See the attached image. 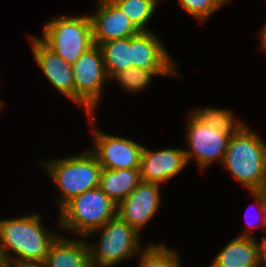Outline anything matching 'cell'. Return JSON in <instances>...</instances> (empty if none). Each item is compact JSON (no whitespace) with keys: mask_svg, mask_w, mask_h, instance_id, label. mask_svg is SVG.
Returning a JSON list of instances; mask_svg holds the SVG:
<instances>
[{"mask_svg":"<svg viewBox=\"0 0 266 267\" xmlns=\"http://www.w3.org/2000/svg\"><path fill=\"white\" fill-rule=\"evenodd\" d=\"M145 249L140 254L139 267H180L181 265L175 250L165 245L154 244Z\"/></svg>","mask_w":266,"mask_h":267,"instance_id":"7402d4cb","label":"cell"},{"mask_svg":"<svg viewBox=\"0 0 266 267\" xmlns=\"http://www.w3.org/2000/svg\"><path fill=\"white\" fill-rule=\"evenodd\" d=\"M176 75L175 69H144L131 67L118 72L113 78L117 79L123 89L129 92H138L149 85L152 76L155 75Z\"/></svg>","mask_w":266,"mask_h":267,"instance_id":"d6986e66","label":"cell"},{"mask_svg":"<svg viewBox=\"0 0 266 267\" xmlns=\"http://www.w3.org/2000/svg\"><path fill=\"white\" fill-rule=\"evenodd\" d=\"M258 245L260 265L266 267V237H264L262 243H258Z\"/></svg>","mask_w":266,"mask_h":267,"instance_id":"484cf974","label":"cell"},{"mask_svg":"<svg viewBox=\"0 0 266 267\" xmlns=\"http://www.w3.org/2000/svg\"><path fill=\"white\" fill-rule=\"evenodd\" d=\"M98 46L102 51L108 79L132 67V37L102 42Z\"/></svg>","mask_w":266,"mask_h":267,"instance_id":"ac0fdd59","label":"cell"},{"mask_svg":"<svg viewBox=\"0 0 266 267\" xmlns=\"http://www.w3.org/2000/svg\"><path fill=\"white\" fill-rule=\"evenodd\" d=\"M142 182L139 169H102L99 188L116 205L124 200Z\"/></svg>","mask_w":266,"mask_h":267,"instance_id":"e0dca14e","label":"cell"},{"mask_svg":"<svg viewBox=\"0 0 266 267\" xmlns=\"http://www.w3.org/2000/svg\"><path fill=\"white\" fill-rule=\"evenodd\" d=\"M139 31L147 30V21L156 9L157 0H112ZM146 27V28H145Z\"/></svg>","mask_w":266,"mask_h":267,"instance_id":"ffe728a7","label":"cell"},{"mask_svg":"<svg viewBox=\"0 0 266 267\" xmlns=\"http://www.w3.org/2000/svg\"><path fill=\"white\" fill-rule=\"evenodd\" d=\"M95 148L90 151L96 156L102 169H139L143 146L130 139L93 132Z\"/></svg>","mask_w":266,"mask_h":267,"instance_id":"9c48e42d","label":"cell"},{"mask_svg":"<svg viewBox=\"0 0 266 267\" xmlns=\"http://www.w3.org/2000/svg\"><path fill=\"white\" fill-rule=\"evenodd\" d=\"M40 216L0 220V257L3 263L44 262L52 242L58 236L43 228ZM11 250L16 254L10 255Z\"/></svg>","mask_w":266,"mask_h":267,"instance_id":"6da1fadb","label":"cell"},{"mask_svg":"<svg viewBox=\"0 0 266 267\" xmlns=\"http://www.w3.org/2000/svg\"><path fill=\"white\" fill-rule=\"evenodd\" d=\"M252 196L256 199V203L260 206V214L262 219L263 226L266 227V186L262 188L260 191H251ZM263 215V216H262Z\"/></svg>","mask_w":266,"mask_h":267,"instance_id":"cb8c5ba5","label":"cell"},{"mask_svg":"<svg viewBox=\"0 0 266 267\" xmlns=\"http://www.w3.org/2000/svg\"><path fill=\"white\" fill-rule=\"evenodd\" d=\"M45 267H93L90 260L89 244L69 240L59 235L52 242L44 260Z\"/></svg>","mask_w":266,"mask_h":267,"instance_id":"2e32d148","label":"cell"},{"mask_svg":"<svg viewBox=\"0 0 266 267\" xmlns=\"http://www.w3.org/2000/svg\"><path fill=\"white\" fill-rule=\"evenodd\" d=\"M194 114L201 119L206 125L219 129L222 132L235 134L244 124L236 122L234 116L229 110L207 108L196 110ZM234 119V120H233Z\"/></svg>","mask_w":266,"mask_h":267,"instance_id":"44dd1931","label":"cell"},{"mask_svg":"<svg viewBox=\"0 0 266 267\" xmlns=\"http://www.w3.org/2000/svg\"><path fill=\"white\" fill-rule=\"evenodd\" d=\"M44 165L61 191L60 209L75 196L99 187L102 167L90 150L77 156L49 160Z\"/></svg>","mask_w":266,"mask_h":267,"instance_id":"277c9868","label":"cell"},{"mask_svg":"<svg viewBox=\"0 0 266 267\" xmlns=\"http://www.w3.org/2000/svg\"><path fill=\"white\" fill-rule=\"evenodd\" d=\"M229 0H179L181 7L188 14L204 22L208 16L221 8Z\"/></svg>","mask_w":266,"mask_h":267,"instance_id":"603a6c76","label":"cell"},{"mask_svg":"<svg viewBox=\"0 0 266 267\" xmlns=\"http://www.w3.org/2000/svg\"><path fill=\"white\" fill-rule=\"evenodd\" d=\"M72 71L75 86V103L84 106L90 117V123L94 125L95 119H93L92 110L96 108L98 100H100L104 82L109 80L100 47L94 45L83 53L72 64Z\"/></svg>","mask_w":266,"mask_h":267,"instance_id":"52a82bcc","label":"cell"},{"mask_svg":"<svg viewBox=\"0 0 266 267\" xmlns=\"http://www.w3.org/2000/svg\"><path fill=\"white\" fill-rule=\"evenodd\" d=\"M32 53L50 83L75 102L72 65L50 50L39 38L31 36Z\"/></svg>","mask_w":266,"mask_h":267,"instance_id":"4fadbf2b","label":"cell"},{"mask_svg":"<svg viewBox=\"0 0 266 267\" xmlns=\"http://www.w3.org/2000/svg\"><path fill=\"white\" fill-rule=\"evenodd\" d=\"M117 215V205L99 188L75 196L60 209L59 225L86 237Z\"/></svg>","mask_w":266,"mask_h":267,"instance_id":"3957f363","label":"cell"},{"mask_svg":"<svg viewBox=\"0 0 266 267\" xmlns=\"http://www.w3.org/2000/svg\"><path fill=\"white\" fill-rule=\"evenodd\" d=\"M188 121L186 137L190 149L184 150L187 163L194 158L202 169L215 160L222 163L231 134L206 125L194 113Z\"/></svg>","mask_w":266,"mask_h":267,"instance_id":"ba28073f","label":"cell"},{"mask_svg":"<svg viewBox=\"0 0 266 267\" xmlns=\"http://www.w3.org/2000/svg\"><path fill=\"white\" fill-rule=\"evenodd\" d=\"M160 185L142 181L117 205V216L139 232L158 210Z\"/></svg>","mask_w":266,"mask_h":267,"instance_id":"30bf717a","label":"cell"},{"mask_svg":"<svg viewBox=\"0 0 266 267\" xmlns=\"http://www.w3.org/2000/svg\"><path fill=\"white\" fill-rule=\"evenodd\" d=\"M97 2L99 5L96 14L89 15L95 45L133 37L140 32L112 0H98Z\"/></svg>","mask_w":266,"mask_h":267,"instance_id":"8fae6325","label":"cell"},{"mask_svg":"<svg viewBox=\"0 0 266 267\" xmlns=\"http://www.w3.org/2000/svg\"><path fill=\"white\" fill-rule=\"evenodd\" d=\"M260 38H261V43H262V48L264 47L266 50V25L264 26V28L261 30V34Z\"/></svg>","mask_w":266,"mask_h":267,"instance_id":"4316f807","label":"cell"},{"mask_svg":"<svg viewBox=\"0 0 266 267\" xmlns=\"http://www.w3.org/2000/svg\"><path fill=\"white\" fill-rule=\"evenodd\" d=\"M244 125L230 136L222 164L251 191L266 186V144Z\"/></svg>","mask_w":266,"mask_h":267,"instance_id":"7a4b0ae2","label":"cell"},{"mask_svg":"<svg viewBox=\"0 0 266 267\" xmlns=\"http://www.w3.org/2000/svg\"><path fill=\"white\" fill-rule=\"evenodd\" d=\"M151 31H140L132 37V67L144 69H174L171 56Z\"/></svg>","mask_w":266,"mask_h":267,"instance_id":"5bb4252c","label":"cell"},{"mask_svg":"<svg viewBox=\"0 0 266 267\" xmlns=\"http://www.w3.org/2000/svg\"><path fill=\"white\" fill-rule=\"evenodd\" d=\"M95 231H100L101 237L95 247L89 245L93 267H111L140 251L139 232L117 215L87 236Z\"/></svg>","mask_w":266,"mask_h":267,"instance_id":"8992f818","label":"cell"},{"mask_svg":"<svg viewBox=\"0 0 266 267\" xmlns=\"http://www.w3.org/2000/svg\"><path fill=\"white\" fill-rule=\"evenodd\" d=\"M187 164L183 149L164 148L152 152L143 147L139 167L141 180L160 184L176 176Z\"/></svg>","mask_w":266,"mask_h":267,"instance_id":"7c38bea8","label":"cell"},{"mask_svg":"<svg viewBox=\"0 0 266 267\" xmlns=\"http://www.w3.org/2000/svg\"><path fill=\"white\" fill-rule=\"evenodd\" d=\"M3 267H45L44 262H19L11 261L3 263Z\"/></svg>","mask_w":266,"mask_h":267,"instance_id":"d4e9b609","label":"cell"},{"mask_svg":"<svg viewBox=\"0 0 266 267\" xmlns=\"http://www.w3.org/2000/svg\"><path fill=\"white\" fill-rule=\"evenodd\" d=\"M259 245L247 230L220 251L210 267H260Z\"/></svg>","mask_w":266,"mask_h":267,"instance_id":"9a60e30c","label":"cell"},{"mask_svg":"<svg viewBox=\"0 0 266 267\" xmlns=\"http://www.w3.org/2000/svg\"><path fill=\"white\" fill-rule=\"evenodd\" d=\"M51 19L44 26L40 40L69 64H74L95 45L89 16H61Z\"/></svg>","mask_w":266,"mask_h":267,"instance_id":"5b68a950","label":"cell"}]
</instances>
